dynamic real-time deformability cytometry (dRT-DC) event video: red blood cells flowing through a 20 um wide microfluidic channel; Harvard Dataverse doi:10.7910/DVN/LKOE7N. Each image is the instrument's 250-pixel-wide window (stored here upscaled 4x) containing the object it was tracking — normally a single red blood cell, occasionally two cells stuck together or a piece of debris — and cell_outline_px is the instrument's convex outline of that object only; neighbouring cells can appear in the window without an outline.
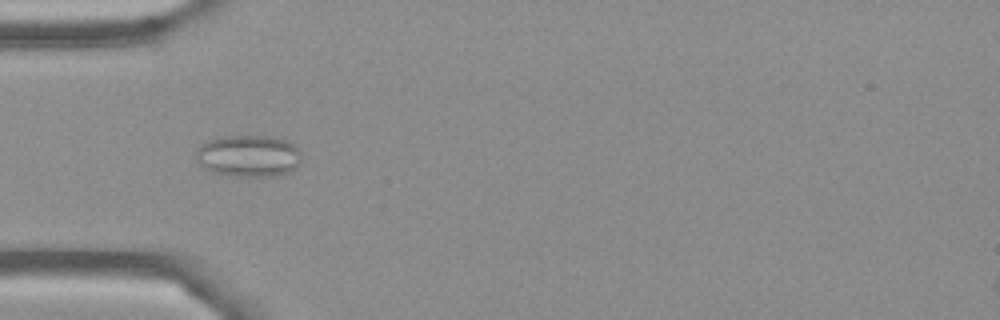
{"species": "Egyptian fruit bat (a non-hibernating species)", "species_latin": "Rousettus aegyptiacus", "temperature_condition": "cold", "stored_images_in_passage": 54, "camera_frame_rate_fps": 3000, "um_per_image_px": 0.085, "frame": {"image": 1, "passage_image": 16, "time_ms": 5.0, "image_size_px": [1000, 320], "cell_outline_px": [[300, 164], [296, 168], [288, 172], [276, 176], [236, 176], [212, 172], [204, 168], [196, 160], [196, 148], [200, 144], [216, 136], [264, 136], [288, 140], [300, 152]], "centroid_in_image_um": [21.09, 13.25], "position_along_channel_um": 63.9, "area_um2": 25.89}}
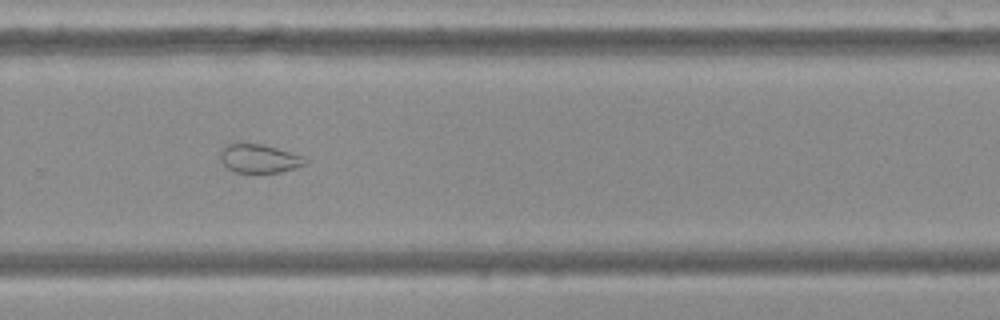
{"frame": {"image": 2, "passage_image": 36, "time_ms": 11.667, "image_size_px": [1000, 320], "cell_outline_px": [[308, 164], [280, 172], [236, 172], [228, 168], [220, 160], [220, 152], [228, 144], [264, 144], [304, 156], [308, 160]], "centroid_in_image_um": [22.08, 13.48], "position_along_channel_um": 307.7, "area_um2": 14.05}}
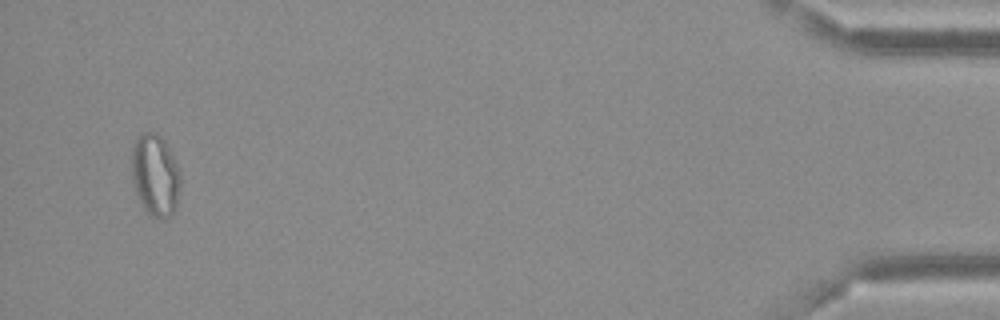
{"frame": {"image": 3, "passage_image": 52, "time_ms": 17.0, "image_size_px": [1000, 320], "cell_outline_px": [[180, 188], [176, 208], [164, 220], [160, 220], [148, 216], [136, 192], [132, 180], [132, 144], [140, 132], [152, 132], [160, 136], [164, 140], [176, 160], [180, 172]], "centroid_in_image_um": [13.2, 14.9], "position_along_channel_um": 422.0, "area_um2": 23.64}, "authors_computed_cell_mechanics": {"area_um2": 20.0277, "velocity_mm_per_s": 3.6676, "shape_relaxation_time_tau1_ms": null, "shape_relaxation_time_tau2_ms": 2.4304, "deformation_change_tau1": null, "deformation_change_tau2": 0.0742}}